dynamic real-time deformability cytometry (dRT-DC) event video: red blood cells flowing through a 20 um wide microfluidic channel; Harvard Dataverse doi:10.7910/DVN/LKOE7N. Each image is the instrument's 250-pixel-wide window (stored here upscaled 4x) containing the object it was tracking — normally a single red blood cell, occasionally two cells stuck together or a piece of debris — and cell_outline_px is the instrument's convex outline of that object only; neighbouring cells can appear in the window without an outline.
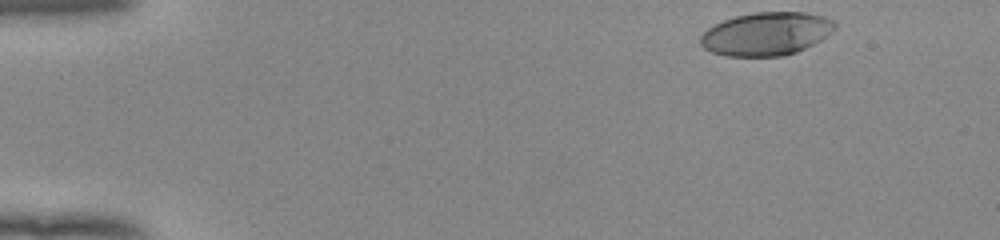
{"species": "human", "species_latin": "Homo sapiens", "temperature_condition": "room temperature", "stored_images_in_passage": 48, "camera_frame_rate_fps": 3000, "um_per_image_px": 0.085, "donor": {"sex": "female"}, "frame": {"image": 1, "passage_image": 1, "time_ms": 0.0, "image_size_px": [1000, 240], "cell_outline_px": [[836, 28], [832, 32], [820, 40], [796, 52], [784, 56], [724, 56], [712, 52], [704, 48], [700, 44], [700, 36], [708, 28], [724, 20], [736, 16], [756, 12], [804, 12], [824, 16], [836, 20]], "centroid_in_image_um": [65.15, 2.87], "position_along_channel_um": 19.8, "area_um2": 33.87}}
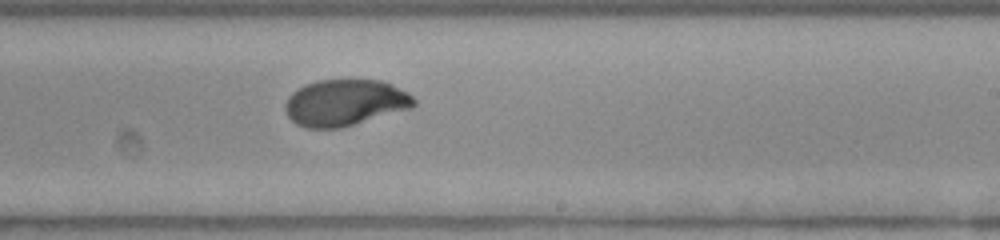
{"frame": {"image": 2, "passage_image": 28, "time_ms": 9.0, "image_size_px": [1000, 240], "cell_outline_px": [[416, 104], [412, 108], [340, 128], [304, 128], [296, 124], [288, 116], [284, 108], [284, 104], [288, 96], [292, 92], [304, 84], [320, 80], [380, 80], [392, 84], [408, 92], [416, 100]], "centroid_in_image_um": [29.31, 8.73], "position_along_channel_um": 259.7, "area_um2": 34.97}}
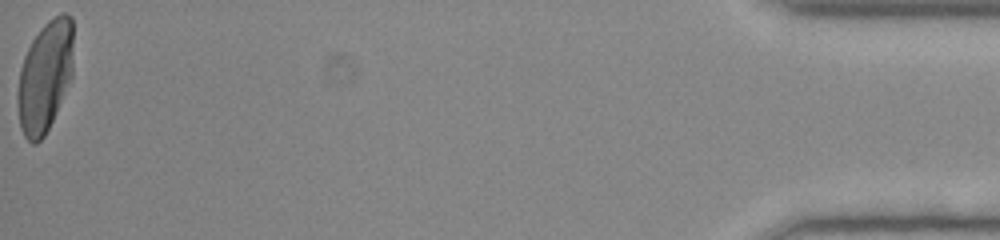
{"frame": {"image": 3, "passage_image": 48, "time_ms": 15.667, "image_size_px": [1000, 240], "cell_outline_px": [[72, 76], [56, 112], [44, 136], [36, 144], [32, 144], [24, 136], [20, 128], [16, 100], [16, 96], [20, 68], [24, 56], [32, 40], [40, 28], [48, 20], [60, 12], [64, 12], [72, 16]], "centroid_in_image_um": [3.8, 6.49], "position_along_channel_um": 431.4, "area_um2": 36.24}, "authors_computed_cell_mechanics": {"area_um2": 35.1424, "velocity_mm_per_s": 3.9285, "shape_relaxation_time_tau1_ms": 4.1294, "shape_relaxation_time_tau2_ms": null, "deformation_change_tau1": 0.2062, "deformation_change_tau2": null}}